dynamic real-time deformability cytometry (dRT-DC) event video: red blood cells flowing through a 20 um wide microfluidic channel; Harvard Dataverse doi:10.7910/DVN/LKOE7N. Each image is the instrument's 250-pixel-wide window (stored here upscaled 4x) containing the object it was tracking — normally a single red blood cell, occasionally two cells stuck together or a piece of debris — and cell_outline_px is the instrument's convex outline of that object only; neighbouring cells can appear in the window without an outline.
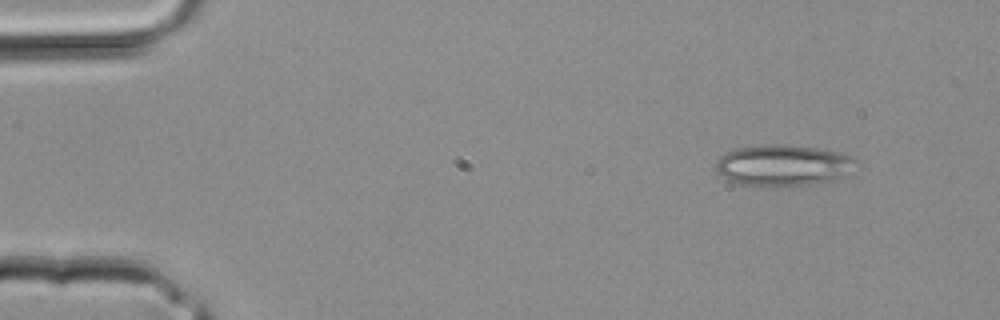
{"species": "common noctule bat (a hibernating species)", "species_latin": "Nyctalus noctula", "temperature_condition": "room temperature", "stored_images_in_passage": 2, "camera_frame_rate_fps": 3000, "um_per_image_px": 0.085, "animal": {"sex": "male", "body_mass_g": 20.4}, "frame": {"image": 1, "passage_image": 1, "time_ms": 0.0, "image_size_px": [1000, 320], "cell_outline_px": [[860, 164], [844, 176], [836, 180], [812, 184], [776, 188], [740, 184], [728, 180], [716, 172], [716, 160], [720, 156], [736, 148], [764, 144], [788, 144], [816, 148], [840, 152], [852, 156]], "centroid_in_image_um": [66.6, 14.07], "position_along_channel_um": 18.4, "area_um2": 34.51}}